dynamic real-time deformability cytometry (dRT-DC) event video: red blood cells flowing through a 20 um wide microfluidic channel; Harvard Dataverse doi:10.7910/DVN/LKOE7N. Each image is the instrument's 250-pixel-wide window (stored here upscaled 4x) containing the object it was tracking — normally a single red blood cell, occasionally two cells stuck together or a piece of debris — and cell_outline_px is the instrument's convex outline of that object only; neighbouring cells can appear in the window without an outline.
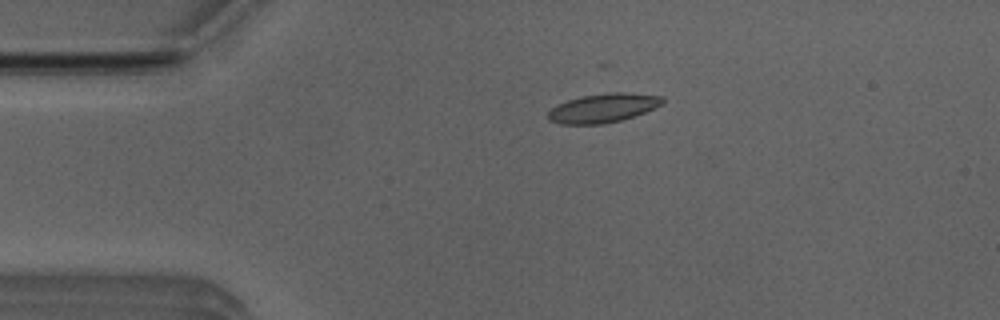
{"species": "Egyptian fruit bat (a non-hibernating species)", "species_latin": "Rousettus aegyptiacus", "temperature_condition": "room temperature", "stored_images_in_passage": 52, "camera_frame_rate_fps": 3000, "um_per_image_px": 0.085, "animal": {"sex": "male"}, "frame": {"image": 1, "passage_image": 11, "time_ms": 3.333, "image_size_px": [1000, 320], "cell_outline_px": [[664, 104], [644, 112], [620, 120], [604, 124], [560, 124], [548, 120], [548, 112], [556, 104], [580, 96], [608, 92], [624, 92], [664, 96]], "centroid_in_image_um": [51.26, 9.17], "position_along_channel_um": 33.7, "area_um2": 19.42}}
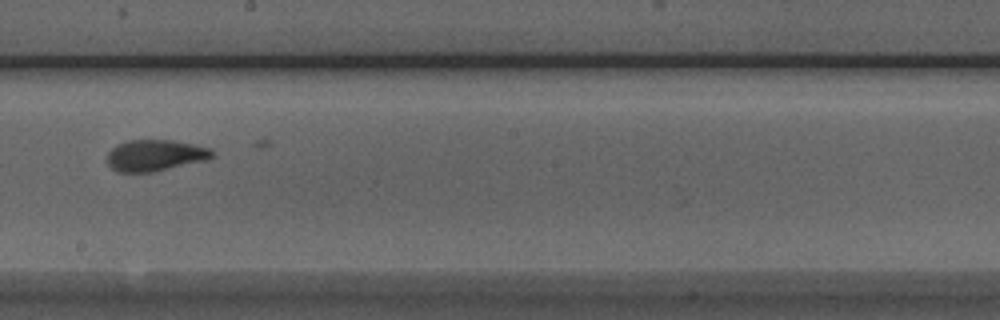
{"frame": {"image": 2, "passage_image": 29, "time_ms": 9.333, "image_size_px": [1000, 320], "cell_outline_px": [[216, 156], [208, 160], [152, 172], [116, 172], [108, 164], [108, 152], [116, 144], [128, 140], [172, 140], [212, 148], [216, 152]], "centroid_in_image_um": [13.24, 13.2], "position_along_channel_um": 235.0, "area_um2": 19.42}}
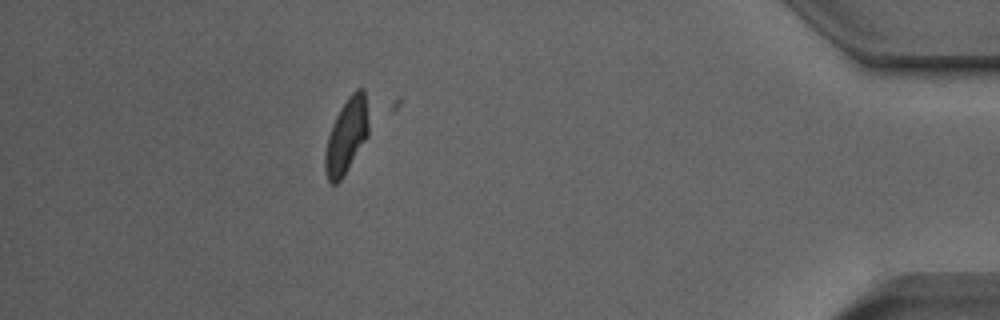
{"frame": {"image": 3, "passage_image": 46, "time_ms": 15.0, "image_size_px": [1000, 320], "cell_outline_px": [[368, 136], [340, 180], [336, 184], [332, 184], [328, 180], [324, 172], [324, 152], [328, 136], [332, 124], [340, 108], [348, 96], [356, 88], [364, 88], [368, 124]], "centroid_in_image_um": [29.42, 11.55], "position_along_channel_um": 405.8, "area_um2": 18.9}}